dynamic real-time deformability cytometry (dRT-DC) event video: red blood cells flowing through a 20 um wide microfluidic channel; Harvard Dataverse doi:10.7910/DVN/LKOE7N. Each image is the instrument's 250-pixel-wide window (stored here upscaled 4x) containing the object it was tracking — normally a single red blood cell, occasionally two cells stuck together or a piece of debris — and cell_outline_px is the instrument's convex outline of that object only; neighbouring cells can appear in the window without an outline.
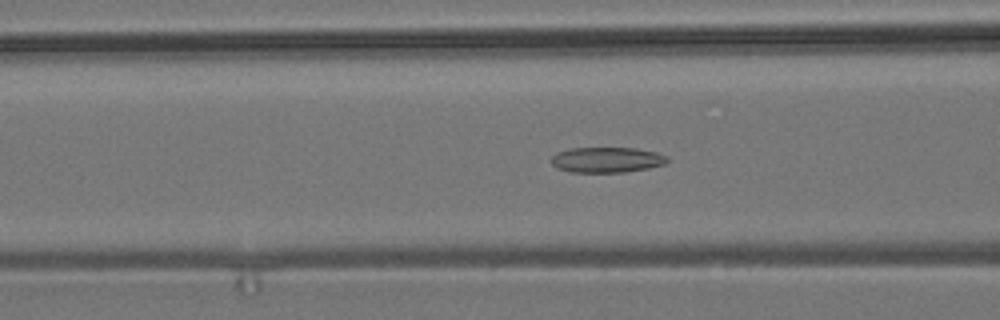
{"species": "common noctule bat (a hibernating species)", "species_latin": "Nyctalus noctula", "temperature_condition": "room temperature", "stored_images_in_passage": 30, "camera_frame_rate_fps": 3000, "um_per_image_px": 0.085, "animal": {"sex": "male", "body_mass_g": 19.2, "forearm_length_mm": 51.8}, "frame": {"image": 1, "passage_image": 20, "time_ms": 6.333, "image_size_px": [1000, 320], "cell_outline_px": [[668, 160], [664, 164], [648, 168], [624, 172], [568, 172], [556, 168], [552, 164], [552, 156], [556, 152], [568, 148], [636, 148], [656, 152], [668, 156]], "centroid_in_image_um": [51.55, 13.58], "position_along_channel_um": 115.1, "area_um2": 17.28}}
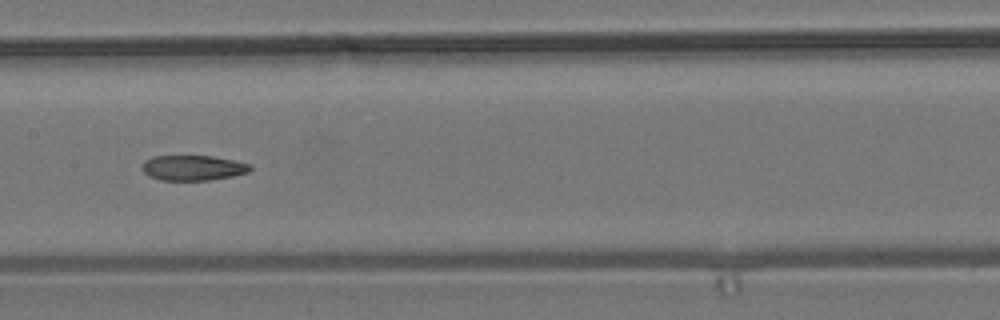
{"frame": {"image": 2, "passage_image": 26, "time_ms": 8.333, "image_size_px": [1000, 320], "cell_outline_px": [[252, 168], [248, 172], [232, 176], [208, 180], [160, 180], [148, 176], [144, 172], [144, 160], [152, 156], [212, 156], [252, 164]], "centroid_in_image_um": [16.41, 14.26], "position_along_channel_um": 191.0, "area_um2": 15.78}}
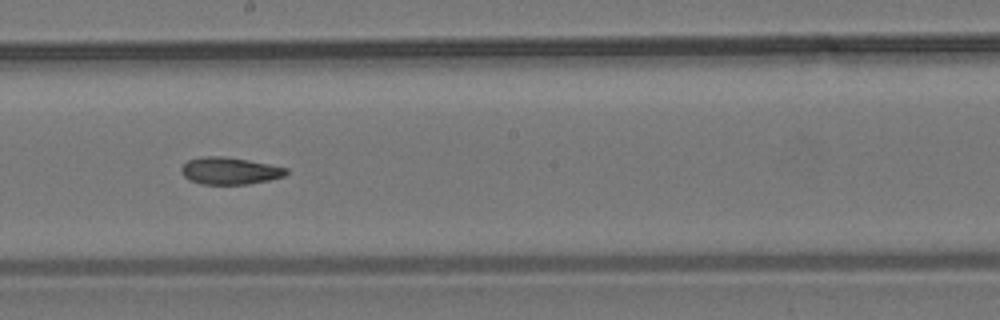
{"frame": {"image": 3, "passage_image": 29, "time_ms": 9.333, "image_size_px": [1000, 320], "cell_outline_px": [[288, 172], [284, 176], [268, 180], [248, 184], [200, 184], [188, 180], [180, 172], [180, 168], [188, 160], [204, 156], [220, 156], [248, 160], [288, 168]], "centroid_in_image_um": [19.49, 14.52], "position_along_channel_um": 228.7, "area_um2": 16.53}}